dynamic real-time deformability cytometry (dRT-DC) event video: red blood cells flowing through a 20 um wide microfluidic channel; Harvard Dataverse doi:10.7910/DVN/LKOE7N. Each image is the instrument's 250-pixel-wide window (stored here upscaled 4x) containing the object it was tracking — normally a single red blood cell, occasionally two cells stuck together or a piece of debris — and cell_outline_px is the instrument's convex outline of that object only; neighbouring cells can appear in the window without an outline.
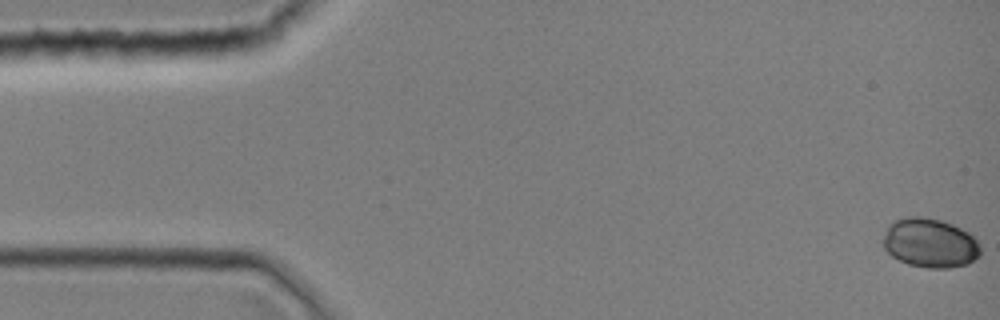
{"species": "common noctule bat (a hibernating species)", "species_latin": "Nyctalus noctula", "temperature_condition": "room temperature", "stored_images_in_passage": 40, "camera_frame_rate_fps": 3000, "um_per_image_px": 0.085, "animal": {"sex": "female", "body_mass_g": 19.0, "forearm_length_mm": 51.5}, "frame": {"image": 1, "passage_image": 1, "time_ms": 0.0, "image_size_px": [1000, 320], "cell_outline_px": [[980, 256], [968, 264], [948, 268], [928, 268], [908, 264], [892, 256], [884, 248], [880, 240], [888, 224], [892, 220], [908, 216], [920, 216], [940, 220], [952, 224], [968, 232], [976, 240], [980, 248]], "centroid_in_image_um": [79.0, 20.64], "position_along_channel_um": 6.0, "area_um2": 28.26}}
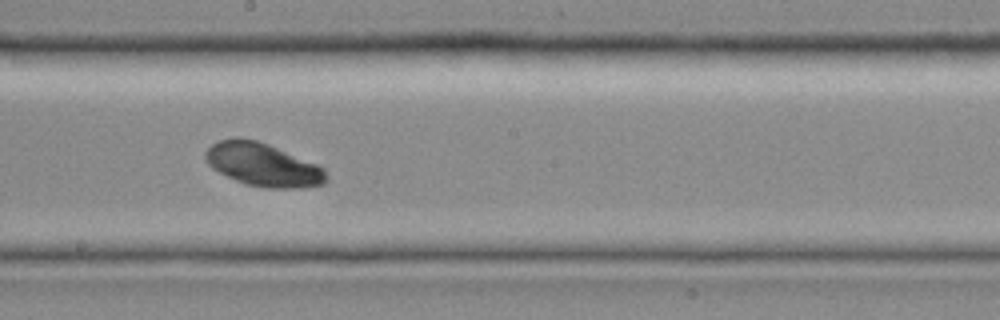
{"frame": {"image": 2, "passage_image": 23, "time_ms": 7.333, "image_size_px": [1000, 320], "cell_outline_px": [[328, 180], [324, 184], [300, 188], [264, 188], [244, 184], [212, 168], [208, 164], [204, 156], [204, 152], [212, 144], [220, 140], [236, 136], [240, 136], [256, 140], [268, 144], [316, 164], [324, 168]], "centroid_in_image_um": [22.33, 13.99], "position_along_channel_um": 225.9, "area_um2": 30.46}}
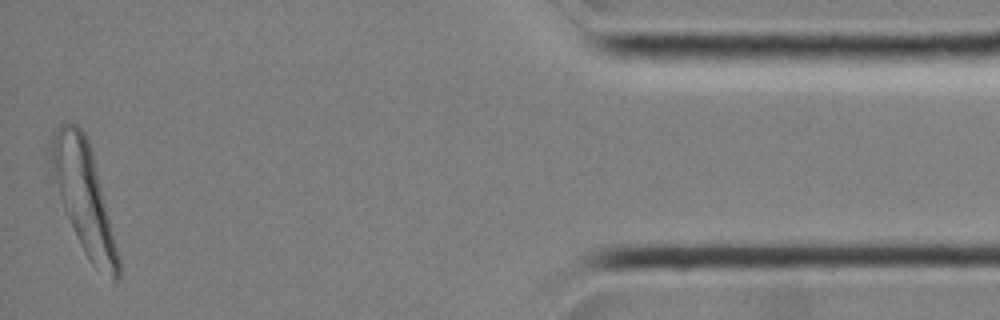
{"frame": {"image": 3, "passage_image": 40, "time_ms": 13.0, "image_size_px": [1000, 320], "cell_outline_px": [[120, 276], [116, 280], [112, 280], [96, 268], [92, 264], [84, 252], [80, 244], [64, 208], [60, 196], [52, 164], [52, 132], [60, 124], [68, 120], [76, 124], [84, 132], [88, 140], [92, 152], [120, 260]], "centroid_in_image_um": [7.16, 16.79], "position_along_channel_um": 428.0, "area_um2": 41.21}}